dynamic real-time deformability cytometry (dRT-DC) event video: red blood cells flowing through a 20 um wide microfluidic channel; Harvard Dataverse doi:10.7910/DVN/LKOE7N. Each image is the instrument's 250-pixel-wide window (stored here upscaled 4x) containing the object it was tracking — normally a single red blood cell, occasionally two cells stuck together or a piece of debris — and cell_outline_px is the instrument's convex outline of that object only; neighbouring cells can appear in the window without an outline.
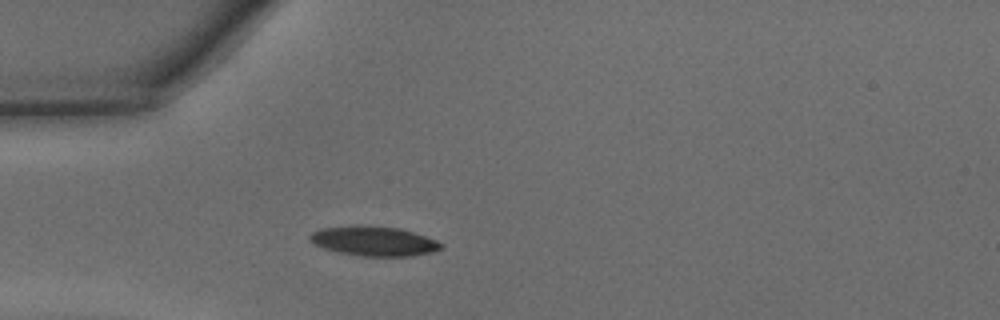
{"species": "common noctule bat (a hibernating species)", "species_latin": "Nyctalus noctula", "temperature_condition": "warm", "stored_images_in_passage": 26, "camera_frame_rate_fps": 3000, "um_per_image_px": 0.085, "animal": {"sex": "male", "body_mass_g": 15.6}, "frame": {"image": 1, "passage_image": 1, "time_ms": 0.0, "image_size_px": [1000, 320], "cell_outline_px": [[444, 244], [440, 248], [432, 252], [412, 256], [364, 256], [340, 252], [324, 248], [308, 240], [308, 236], [312, 232], [324, 228], [352, 224], [364, 224], [400, 228], [436, 240]], "centroid_in_image_um": [31.76, 20.47], "position_along_channel_um": 53.2, "area_um2": 22.72}}
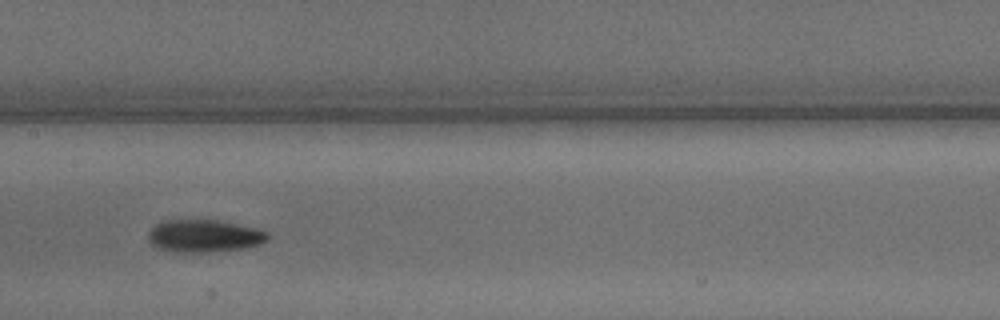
{"frame": {"image": 2, "passage_image": 11, "time_ms": 3.333, "image_size_px": [1000, 320], "cell_outline_px": [[268, 240], [260, 244], [244, 248], [208, 252], [164, 252], [156, 248], [148, 240], [148, 232], [156, 224], [164, 220], [216, 220], [260, 228], [268, 232]], "centroid_in_image_um": [17.34, 20.06], "position_along_channel_um": 190.1, "area_um2": 22.95}}
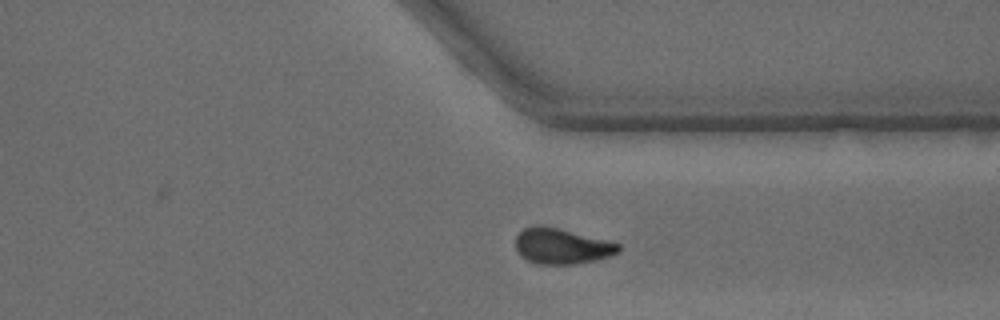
{"frame": {"image": 3, "passage_image": 23, "time_ms": 7.333, "image_size_px": [1000, 320], "cell_outline_px": [[620, 252], [612, 256], [596, 260], [572, 264], [540, 264], [528, 260], [520, 256], [516, 248], [516, 236], [524, 228], [532, 224], [540, 224], [620, 244]], "centroid_in_image_um": [47.72, 20.92], "position_along_channel_um": 363.7, "area_um2": 21.21}, "authors_computed_cell_mechanics": {"area_um2": 22.3397, "velocity_mm_per_s": 4.3477, "shape_relaxation_time_tau1_ms": 3.4943, "shape_relaxation_time_tau2_ms": 2.1185, "deformation_change_tau1": 0.1276, "deformation_change_tau2": 0.0749}}